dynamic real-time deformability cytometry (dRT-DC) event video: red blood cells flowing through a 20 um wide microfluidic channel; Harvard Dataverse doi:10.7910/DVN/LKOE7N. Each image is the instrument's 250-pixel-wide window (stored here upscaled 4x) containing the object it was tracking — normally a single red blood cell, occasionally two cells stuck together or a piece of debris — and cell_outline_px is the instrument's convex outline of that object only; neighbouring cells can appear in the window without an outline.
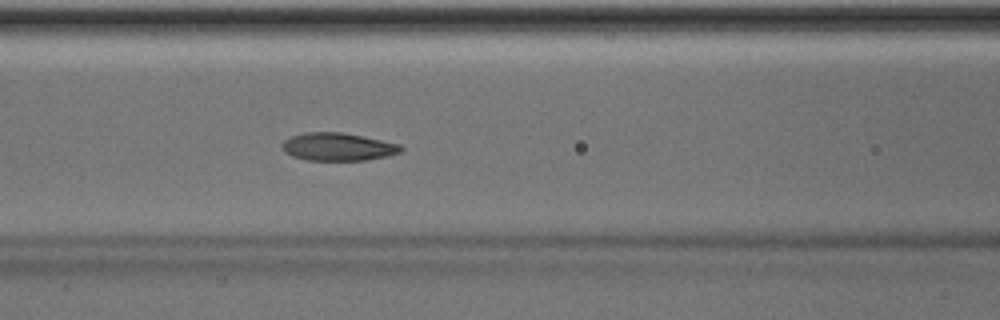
{"species": "Egyptian fruit bat (a non-hibernating species)", "species_latin": "Rousettus aegyptiacus", "temperature_condition": "room temperature", "stored_images_in_passage": 51, "camera_frame_rate_fps": 3000, "um_per_image_px": 0.085, "animal": {"sex": "male"}, "frame": {"image": 1, "passage_image": 22, "time_ms": 7.0, "image_size_px": [1000, 320], "cell_outline_px": [[404, 148], [400, 152], [368, 160], [308, 160], [292, 156], [284, 152], [280, 148], [280, 144], [284, 140], [292, 136], [304, 132], [340, 132], [364, 136], [400, 144]], "centroid_in_image_um": [28.68, 12.47], "position_along_channel_um": 137.9, "area_um2": 19.36}}
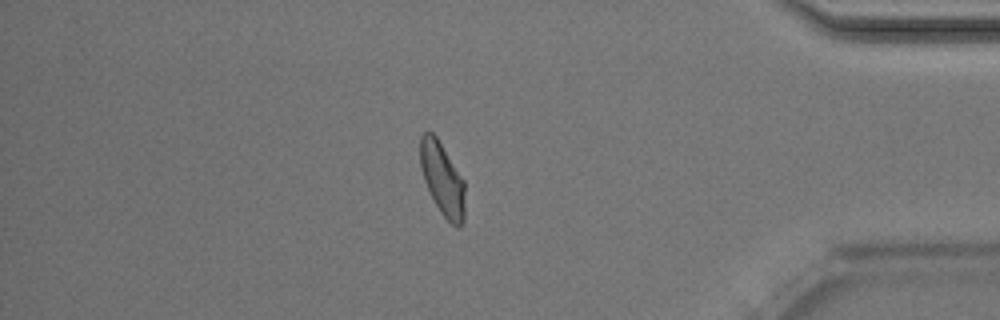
{"frame": {"image": 2, "passage_image": 44, "time_ms": 14.333, "image_size_px": [1000, 320], "cell_outline_px": [[464, 224], [460, 228], [456, 228], [440, 212], [424, 180], [420, 164], [420, 136], [424, 132], [432, 132], [436, 136], [464, 180]], "centroid_in_image_um": [37.61, 15.23], "position_along_channel_um": 397.6, "area_um2": 18.84}, "authors_computed_cell_mechanics": {"area_um2": 19.5364, "velocity_mm_per_s": 3.981, "shape_relaxation_time_tau1_ms": 2.9986, "shape_relaxation_time_tau2_ms": 1.5048, "deformation_change_tau1": 0.1158, "deformation_change_tau2": 0.0621}}